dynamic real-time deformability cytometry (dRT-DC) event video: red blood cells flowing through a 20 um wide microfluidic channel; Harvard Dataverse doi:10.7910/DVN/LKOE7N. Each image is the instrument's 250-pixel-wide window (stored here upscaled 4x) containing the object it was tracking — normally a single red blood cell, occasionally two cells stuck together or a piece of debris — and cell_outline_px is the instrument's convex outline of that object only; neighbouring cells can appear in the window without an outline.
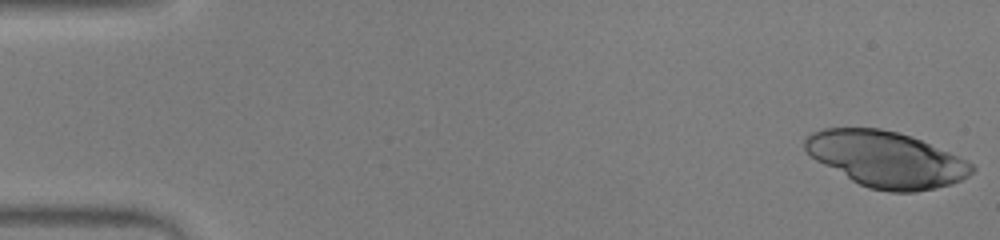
{"species": "human", "species_latin": "Homo sapiens", "temperature_condition": "warm", "stored_images_in_passage": 51, "camera_frame_rate_fps": 3000, "um_per_image_px": 0.085, "donor": {"sex": "male"}, "frame": {"image": 1, "passage_image": 1, "time_ms": 0.0, "image_size_px": [1000, 240], "cell_outline_px": [[976, 168], [968, 176], [952, 184], [936, 188], [916, 192], [888, 192], [868, 188], [852, 180], [816, 160], [804, 148], [804, 140], [812, 132], [820, 128], [880, 128], [912, 136], [968, 160]], "centroid_in_image_um": [75.35, 13.53], "position_along_channel_um": 9.7, "area_um2": 54.1}}